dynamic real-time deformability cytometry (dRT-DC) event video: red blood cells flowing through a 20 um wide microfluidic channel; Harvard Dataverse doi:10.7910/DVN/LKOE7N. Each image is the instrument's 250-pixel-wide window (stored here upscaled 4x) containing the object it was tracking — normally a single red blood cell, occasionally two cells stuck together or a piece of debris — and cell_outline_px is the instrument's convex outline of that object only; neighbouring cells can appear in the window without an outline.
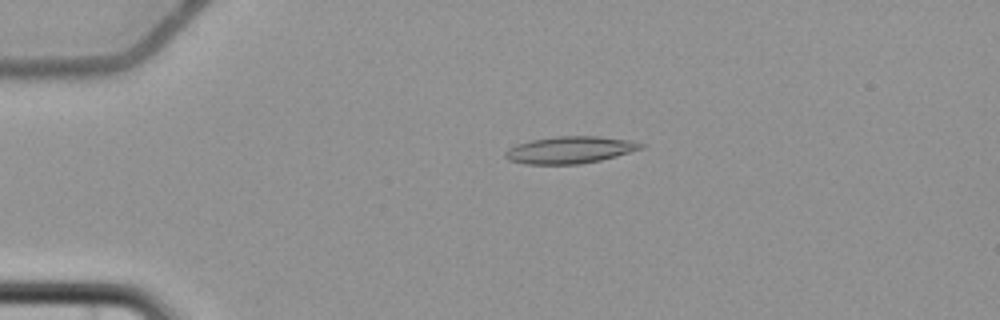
{"species": "common noctule bat (a hibernating species)", "species_latin": "Nyctalus noctula", "temperature_condition": "cold", "stored_images_in_passage": 5, "camera_frame_rate_fps": 3000, "um_per_image_px": 0.085, "animal": {"sex": "female", "body_mass_g": 22.7, "forearm_length_mm": 54.2}, "frame": {"image": 1, "passage_image": 4, "time_ms": 3.667, "image_size_px": [1000, 320], "cell_outline_px": [[644, 148], [616, 156], [600, 160], [580, 164], [524, 164], [508, 160], [504, 156], [504, 152], [508, 148], [516, 144], [532, 140], [556, 136], [600, 136], [628, 140], [644, 144]], "centroid_in_image_um": [48.41, 12.74], "position_along_channel_um": 36.6, "area_um2": 21.39}}